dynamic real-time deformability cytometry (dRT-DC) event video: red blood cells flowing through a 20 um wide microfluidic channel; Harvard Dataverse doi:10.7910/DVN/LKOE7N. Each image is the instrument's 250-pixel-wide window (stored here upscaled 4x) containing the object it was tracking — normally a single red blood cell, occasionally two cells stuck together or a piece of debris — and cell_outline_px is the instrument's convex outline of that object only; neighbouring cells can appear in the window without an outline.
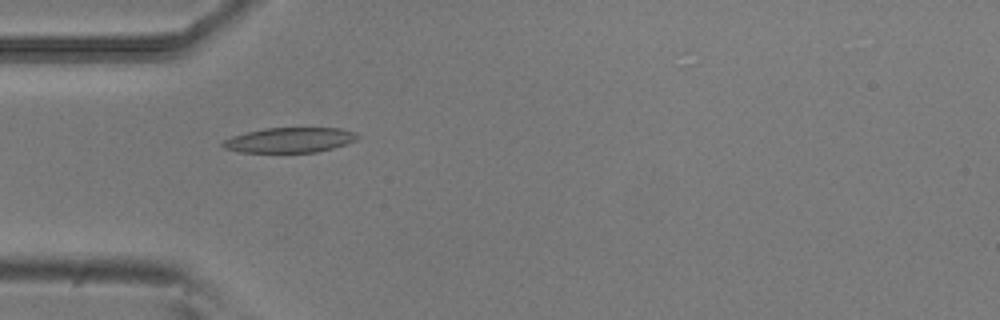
{"species": "common noctule bat (a hibernating species)", "species_latin": "Nyctalus noctula", "temperature_condition": "room temperature", "stored_images_in_passage": 34, "camera_frame_rate_fps": 3000, "um_per_image_px": 0.085, "animal": {"sex": "male", "body_mass_g": 20.5, "forearm_length_mm": 52.5}, "frame": {"image": 1, "passage_image": 1, "time_ms": 0.0, "image_size_px": [1000, 320], "cell_outline_px": [[360, 136], [356, 140], [332, 148], [316, 152], [240, 152], [224, 148], [220, 144], [224, 140], [232, 136], [264, 128], [340, 128], [356, 132]], "centroid_in_image_um": [24.62, 11.9], "position_along_channel_um": 60.4, "area_um2": 19.54}}
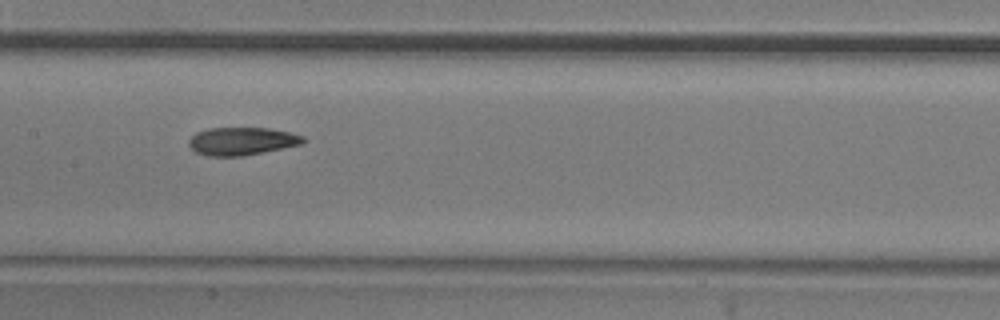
{"frame": {"image": 2, "passage_image": 11, "time_ms": 3.333, "image_size_px": [1000, 320], "cell_outline_px": [[304, 140], [300, 144], [244, 156], [208, 156], [196, 152], [188, 144], [188, 140], [196, 132], [208, 128], [268, 128], [288, 132], [304, 136]], "centroid_in_image_um": [20.51, 12.0], "position_along_channel_um": 186.9, "area_um2": 18.38}}
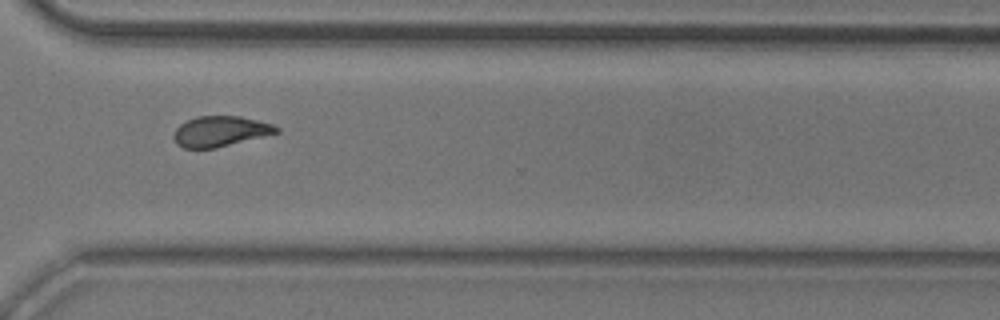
{"frame": {"image": 3, "passage_image": 24, "time_ms": 7.667, "image_size_px": [1000, 320], "cell_outline_px": [[280, 132], [216, 148], [184, 148], [176, 144], [172, 136], [176, 128], [180, 124], [196, 116], [240, 116], [272, 124], [280, 128]], "centroid_in_image_um": [18.71, 11.16], "position_along_channel_um": 351.9, "area_um2": 18.21}, "authors_computed_cell_mechanics": {"area_um2": 18.5538, "velocity_mm_per_s": 3.824, "shape_relaxation_time_tau1_ms": 6.108, "shape_relaxation_time_tau2_ms": 3.2975, "deformation_change_tau1": 0.1885, "deformation_change_tau2": 0.1041}}